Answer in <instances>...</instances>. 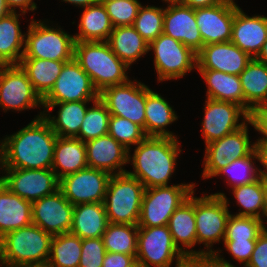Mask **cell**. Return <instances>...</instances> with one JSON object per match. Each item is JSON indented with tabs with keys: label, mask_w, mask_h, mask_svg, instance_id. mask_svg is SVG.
<instances>
[{
	"label": "cell",
	"mask_w": 267,
	"mask_h": 267,
	"mask_svg": "<svg viewBox=\"0 0 267 267\" xmlns=\"http://www.w3.org/2000/svg\"><path fill=\"white\" fill-rule=\"evenodd\" d=\"M57 137L41 111L25 127L3 138L4 168L51 169Z\"/></svg>",
	"instance_id": "1"
},
{
	"label": "cell",
	"mask_w": 267,
	"mask_h": 267,
	"mask_svg": "<svg viewBox=\"0 0 267 267\" xmlns=\"http://www.w3.org/2000/svg\"><path fill=\"white\" fill-rule=\"evenodd\" d=\"M178 138L147 136L138 143L133 155L128 151V163L133 171H126L146 188L169 186L177 166L180 149Z\"/></svg>",
	"instance_id": "2"
},
{
	"label": "cell",
	"mask_w": 267,
	"mask_h": 267,
	"mask_svg": "<svg viewBox=\"0 0 267 267\" xmlns=\"http://www.w3.org/2000/svg\"><path fill=\"white\" fill-rule=\"evenodd\" d=\"M74 59L99 93L130 80V68L113 53L107 41L75 42Z\"/></svg>",
	"instance_id": "3"
},
{
	"label": "cell",
	"mask_w": 267,
	"mask_h": 267,
	"mask_svg": "<svg viewBox=\"0 0 267 267\" xmlns=\"http://www.w3.org/2000/svg\"><path fill=\"white\" fill-rule=\"evenodd\" d=\"M52 238L33 223L7 232L0 238V261L6 267L48 263Z\"/></svg>",
	"instance_id": "4"
},
{
	"label": "cell",
	"mask_w": 267,
	"mask_h": 267,
	"mask_svg": "<svg viewBox=\"0 0 267 267\" xmlns=\"http://www.w3.org/2000/svg\"><path fill=\"white\" fill-rule=\"evenodd\" d=\"M144 185L127 172L111 175L104 206L110 223L138 225Z\"/></svg>",
	"instance_id": "5"
},
{
	"label": "cell",
	"mask_w": 267,
	"mask_h": 267,
	"mask_svg": "<svg viewBox=\"0 0 267 267\" xmlns=\"http://www.w3.org/2000/svg\"><path fill=\"white\" fill-rule=\"evenodd\" d=\"M202 195L204 196H195V224L197 244L205 246L203 250L204 257H206L215 253L212 249L214 243L224 241L231 212L228 208L229 198L225 193Z\"/></svg>",
	"instance_id": "6"
},
{
	"label": "cell",
	"mask_w": 267,
	"mask_h": 267,
	"mask_svg": "<svg viewBox=\"0 0 267 267\" xmlns=\"http://www.w3.org/2000/svg\"><path fill=\"white\" fill-rule=\"evenodd\" d=\"M48 23V25H47ZM47 20L32 18L25 33V49L22 58H38L54 61H70L74 58V35Z\"/></svg>",
	"instance_id": "7"
},
{
	"label": "cell",
	"mask_w": 267,
	"mask_h": 267,
	"mask_svg": "<svg viewBox=\"0 0 267 267\" xmlns=\"http://www.w3.org/2000/svg\"><path fill=\"white\" fill-rule=\"evenodd\" d=\"M192 183L146 188L142 197L138 227L168 225L175 210L195 192Z\"/></svg>",
	"instance_id": "8"
},
{
	"label": "cell",
	"mask_w": 267,
	"mask_h": 267,
	"mask_svg": "<svg viewBox=\"0 0 267 267\" xmlns=\"http://www.w3.org/2000/svg\"><path fill=\"white\" fill-rule=\"evenodd\" d=\"M151 50L158 83L180 79L186 73L197 70V53L164 33L149 44V52Z\"/></svg>",
	"instance_id": "9"
},
{
	"label": "cell",
	"mask_w": 267,
	"mask_h": 267,
	"mask_svg": "<svg viewBox=\"0 0 267 267\" xmlns=\"http://www.w3.org/2000/svg\"><path fill=\"white\" fill-rule=\"evenodd\" d=\"M187 257L176 247L167 225L138 227L136 261L145 267H172Z\"/></svg>",
	"instance_id": "10"
},
{
	"label": "cell",
	"mask_w": 267,
	"mask_h": 267,
	"mask_svg": "<svg viewBox=\"0 0 267 267\" xmlns=\"http://www.w3.org/2000/svg\"><path fill=\"white\" fill-rule=\"evenodd\" d=\"M248 125H252L250 121H247L238 130L205 145L203 179L213 178L219 170L229 163L249 156L256 149L255 142H251L249 139Z\"/></svg>",
	"instance_id": "11"
},
{
	"label": "cell",
	"mask_w": 267,
	"mask_h": 267,
	"mask_svg": "<svg viewBox=\"0 0 267 267\" xmlns=\"http://www.w3.org/2000/svg\"><path fill=\"white\" fill-rule=\"evenodd\" d=\"M99 99L111 115L130 120L145 133L146 84L134 79L109 86L99 93Z\"/></svg>",
	"instance_id": "12"
},
{
	"label": "cell",
	"mask_w": 267,
	"mask_h": 267,
	"mask_svg": "<svg viewBox=\"0 0 267 267\" xmlns=\"http://www.w3.org/2000/svg\"><path fill=\"white\" fill-rule=\"evenodd\" d=\"M43 106L41 97L34 91L27 73L20 65H3L0 68V107L26 111Z\"/></svg>",
	"instance_id": "13"
},
{
	"label": "cell",
	"mask_w": 267,
	"mask_h": 267,
	"mask_svg": "<svg viewBox=\"0 0 267 267\" xmlns=\"http://www.w3.org/2000/svg\"><path fill=\"white\" fill-rule=\"evenodd\" d=\"M247 121L249 113L238 104L206 98L201 124L205 145L238 130Z\"/></svg>",
	"instance_id": "14"
},
{
	"label": "cell",
	"mask_w": 267,
	"mask_h": 267,
	"mask_svg": "<svg viewBox=\"0 0 267 267\" xmlns=\"http://www.w3.org/2000/svg\"><path fill=\"white\" fill-rule=\"evenodd\" d=\"M3 173L1 182L12 193L30 202L59 189V179L52 169L4 168Z\"/></svg>",
	"instance_id": "15"
},
{
	"label": "cell",
	"mask_w": 267,
	"mask_h": 267,
	"mask_svg": "<svg viewBox=\"0 0 267 267\" xmlns=\"http://www.w3.org/2000/svg\"><path fill=\"white\" fill-rule=\"evenodd\" d=\"M98 98L99 92L94 88L89 75L73 58L64 64L53 88L42 99V103L95 101Z\"/></svg>",
	"instance_id": "16"
},
{
	"label": "cell",
	"mask_w": 267,
	"mask_h": 267,
	"mask_svg": "<svg viewBox=\"0 0 267 267\" xmlns=\"http://www.w3.org/2000/svg\"><path fill=\"white\" fill-rule=\"evenodd\" d=\"M110 174L86 167L59 179V189L72 204L104 202Z\"/></svg>",
	"instance_id": "17"
},
{
	"label": "cell",
	"mask_w": 267,
	"mask_h": 267,
	"mask_svg": "<svg viewBox=\"0 0 267 267\" xmlns=\"http://www.w3.org/2000/svg\"><path fill=\"white\" fill-rule=\"evenodd\" d=\"M74 205L60 189L32 202V222L51 235L67 233L72 227Z\"/></svg>",
	"instance_id": "18"
},
{
	"label": "cell",
	"mask_w": 267,
	"mask_h": 267,
	"mask_svg": "<svg viewBox=\"0 0 267 267\" xmlns=\"http://www.w3.org/2000/svg\"><path fill=\"white\" fill-rule=\"evenodd\" d=\"M235 13L236 5L227 2L195 9L196 24L199 27L203 46L231 40Z\"/></svg>",
	"instance_id": "19"
},
{
	"label": "cell",
	"mask_w": 267,
	"mask_h": 267,
	"mask_svg": "<svg viewBox=\"0 0 267 267\" xmlns=\"http://www.w3.org/2000/svg\"><path fill=\"white\" fill-rule=\"evenodd\" d=\"M252 59L231 41L204 45L197 53V69L240 75Z\"/></svg>",
	"instance_id": "20"
},
{
	"label": "cell",
	"mask_w": 267,
	"mask_h": 267,
	"mask_svg": "<svg viewBox=\"0 0 267 267\" xmlns=\"http://www.w3.org/2000/svg\"><path fill=\"white\" fill-rule=\"evenodd\" d=\"M163 33L180 41L195 53L203 47L195 9L184 4H171L164 8Z\"/></svg>",
	"instance_id": "21"
},
{
	"label": "cell",
	"mask_w": 267,
	"mask_h": 267,
	"mask_svg": "<svg viewBox=\"0 0 267 267\" xmlns=\"http://www.w3.org/2000/svg\"><path fill=\"white\" fill-rule=\"evenodd\" d=\"M88 167L108 172L110 175L125 173L128 149L109 134L85 142Z\"/></svg>",
	"instance_id": "22"
},
{
	"label": "cell",
	"mask_w": 267,
	"mask_h": 267,
	"mask_svg": "<svg viewBox=\"0 0 267 267\" xmlns=\"http://www.w3.org/2000/svg\"><path fill=\"white\" fill-rule=\"evenodd\" d=\"M267 39V16H248L238 5L232 24L231 42L256 58Z\"/></svg>",
	"instance_id": "23"
},
{
	"label": "cell",
	"mask_w": 267,
	"mask_h": 267,
	"mask_svg": "<svg viewBox=\"0 0 267 267\" xmlns=\"http://www.w3.org/2000/svg\"><path fill=\"white\" fill-rule=\"evenodd\" d=\"M194 195L195 193L193 192L189 198L175 210L169 218L167 226L176 247L186 257H204L203 249H192L197 245Z\"/></svg>",
	"instance_id": "24"
},
{
	"label": "cell",
	"mask_w": 267,
	"mask_h": 267,
	"mask_svg": "<svg viewBox=\"0 0 267 267\" xmlns=\"http://www.w3.org/2000/svg\"><path fill=\"white\" fill-rule=\"evenodd\" d=\"M91 102L93 101L42 103L43 118L57 136L76 138L88 109L87 104ZM55 107H59L57 117L50 113Z\"/></svg>",
	"instance_id": "25"
},
{
	"label": "cell",
	"mask_w": 267,
	"mask_h": 267,
	"mask_svg": "<svg viewBox=\"0 0 267 267\" xmlns=\"http://www.w3.org/2000/svg\"><path fill=\"white\" fill-rule=\"evenodd\" d=\"M177 119L176 111L169 102L146 85L145 135L178 138L167 128Z\"/></svg>",
	"instance_id": "26"
},
{
	"label": "cell",
	"mask_w": 267,
	"mask_h": 267,
	"mask_svg": "<svg viewBox=\"0 0 267 267\" xmlns=\"http://www.w3.org/2000/svg\"><path fill=\"white\" fill-rule=\"evenodd\" d=\"M32 223V202L12 193L0 182V238Z\"/></svg>",
	"instance_id": "27"
},
{
	"label": "cell",
	"mask_w": 267,
	"mask_h": 267,
	"mask_svg": "<svg viewBox=\"0 0 267 267\" xmlns=\"http://www.w3.org/2000/svg\"><path fill=\"white\" fill-rule=\"evenodd\" d=\"M109 224L103 202L77 204L70 233L81 239L101 238Z\"/></svg>",
	"instance_id": "28"
},
{
	"label": "cell",
	"mask_w": 267,
	"mask_h": 267,
	"mask_svg": "<svg viewBox=\"0 0 267 267\" xmlns=\"http://www.w3.org/2000/svg\"><path fill=\"white\" fill-rule=\"evenodd\" d=\"M25 14L10 12L0 17V63L19 65L25 49V33L20 28L19 17ZM22 50V51H21Z\"/></svg>",
	"instance_id": "29"
},
{
	"label": "cell",
	"mask_w": 267,
	"mask_h": 267,
	"mask_svg": "<svg viewBox=\"0 0 267 267\" xmlns=\"http://www.w3.org/2000/svg\"><path fill=\"white\" fill-rule=\"evenodd\" d=\"M88 167L85 142L73 137H57L51 169L56 177L78 172Z\"/></svg>",
	"instance_id": "30"
},
{
	"label": "cell",
	"mask_w": 267,
	"mask_h": 267,
	"mask_svg": "<svg viewBox=\"0 0 267 267\" xmlns=\"http://www.w3.org/2000/svg\"><path fill=\"white\" fill-rule=\"evenodd\" d=\"M244 94V109L267 105V64L252 58L239 75Z\"/></svg>",
	"instance_id": "31"
},
{
	"label": "cell",
	"mask_w": 267,
	"mask_h": 267,
	"mask_svg": "<svg viewBox=\"0 0 267 267\" xmlns=\"http://www.w3.org/2000/svg\"><path fill=\"white\" fill-rule=\"evenodd\" d=\"M113 53L129 68L149 52V44L133 26L114 27L107 40Z\"/></svg>",
	"instance_id": "32"
},
{
	"label": "cell",
	"mask_w": 267,
	"mask_h": 267,
	"mask_svg": "<svg viewBox=\"0 0 267 267\" xmlns=\"http://www.w3.org/2000/svg\"><path fill=\"white\" fill-rule=\"evenodd\" d=\"M206 83V97L219 101H228L244 108V94L238 75L209 69H197Z\"/></svg>",
	"instance_id": "33"
},
{
	"label": "cell",
	"mask_w": 267,
	"mask_h": 267,
	"mask_svg": "<svg viewBox=\"0 0 267 267\" xmlns=\"http://www.w3.org/2000/svg\"><path fill=\"white\" fill-rule=\"evenodd\" d=\"M75 42L107 41L113 25L102 2L83 8Z\"/></svg>",
	"instance_id": "34"
},
{
	"label": "cell",
	"mask_w": 267,
	"mask_h": 267,
	"mask_svg": "<svg viewBox=\"0 0 267 267\" xmlns=\"http://www.w3.org/2000/svg\"><path fill=\"white\" fill-rule=\"evenodd\" d=\"M66 62L68 61L22 58L19 65L27 73L34 91L43 99L53 88Z\"/></svg>",
	"instance_id": "35"
},
{
	"label": "cell",
	"mask_w": 267,
	"mask_h": 267,
	"mask_svg": "<svg viewBox=\"0 0 267 267\" xmlns=\"http://www.w3.org/2000/svg\"><path fill=\"white\" fill-rule=\"evenodd\" d=\"M82 239L70 232L53 235L48 259L49 267H78Z\"/></svg>",
	"instance_id": "36"
},
{
	"label": "cell",
	"mask_w": 267,
	"mask_h": 267,
	"mask_svg": "<svg viewBox=\"0 0 267 267\" xmlns=\"http://www.w3.org/2000/svg\"><path fill=\"white\" fill-rule=\"evenodd\" d=\"M232 194L241 207L237 216L255 217L265 220V206L263 199L262 177L260 176L256 181L242 186H237L231 189Z\"/></svg>",
	"instance_id": "37"
},
{
	"label": "cell",
	"mask_w": 267,
	"mask_h": 267,
	"mask_svg": "<svg viewBox=\"0 0 267 267\" xmlns=\"http://www.w3.org/2000/svg\"><path fill=\"white\" fill-rule=\"evenodd\" d=\"M138 225L110 223L102 239L106 252L136 255Z\"/></svg>",
	"instance_id": "38"
},
{
	"label": "cell",
	"mask_w": 267,
	"mask_h": 267,
	"mask_svg": "<svg viewBox=\"0 0 267 267\" xmlns=\"http://www.w3.org/2000/svg\"><path fill=\"white\" fill-rule=\"evenodd\" d=\"M256 160L259 163V154L257 149H255L249 156L232 161L226 167L219 170L214 177L221 175L226 176L224 177L226 178L225 181H227L226 183L229 187H231V189L252 183L260 177V166L256 165Z\"/></svg>",
	"instance_id": "39"
},
{
	"label": "cell",
	"mask_w": 267,
	"mask_h": 267,
	"mask_svg": "<svg viewBox=\"0 0 267 267\" xmlns=\"http://www.w3.org/2000/svg\"><path fill=\"white\" fill-rule=\"evenodd\" d=\"M92 103L93 106L88 107L79 134L76 137L83 142L108 134L110 112L99 98Z\"/></svg>",
	"instance_id": "40"
},
{
	"label": "cell",
	"mask_w": 267,
	"mask_h": 267,
	"mask_svg": "<svg viewBox=\"0 0 267 267\" xmlns=\"http://www.w3.org/2000/svg\"><path fill=\"white\" fill-rule=\"evenodd\" d=\"M164 8L141 5L133 27L150 44L163 33Z\"/></svg>",
	"instance_id": "41"
},
{
	"label": "cell",
	"mask_w": 267,
	"mask_h": 267,
	"mask_svg": "<svg viewBox=\"0 0 267 267\" xmlns=\"http://www.w3.org/2000/svg\"><path fill=\"white\" fill-rule=\"evenodd\" d=\"M265 224L264 220L255 217L231 214L227 221L224 241L257 240L266 228Z\"/></svg>",
	"instance_id": "42"
},
{
	"label": "cell",
	"mask_w": 267,
	"mask_h": 267,
	"mask_svg": "<svg viewBox=\"0 0 267 267\" xmlns=\"http://www.w3.org/2000/svg\"><path fill=\"white\" fill-rule=\"evenodd\" d=\"M108 134L130 152L131 145L136 146L147 137L139 125L116 115L110 116Z\"/></svg>",
	"instance_id": "43"
},
{
	"label": "cell",
	"mask_w": 267,
	"mask_h": 267,
	"mask_svg": "<svg viewBox=\"0 0 267 267\" xmlns=\"http://www.w3.org/2000/svg\"><path fill=\"white\" fill-rule=\"evenodd\" d=\"M113 27L133 26L142 5L138 0H101Z\"/></svg>",
	"instance_id": "44"
},
{
	"label": "cell",
	"mask_w": 267,
	"mask_h": 267,
	"mask_svg": "<svg viewBox=\"0 0 267 267\" xmlns=\"http://www.w3.org/2000/svg\"><path fill=\"white\" fill-rule=\"evenodd\" d=\"M106 250L103 239H82V250L78 267H102Z\"/></svg>",
	"instance_id": "45"
},
{
	"label": "cell",
	"mask_w": 267,
	"mask_h": 267,
	"mask_svg": "<svg viewBox=\"0 0 267 267\" xmlns=\"http://www.w3.org/2000/svg\"><path fill=\"white\" fill-rule=\"evenodd\" d=\"M223 243L225 250L233 256L232 258L240 264H243V267H245L251 258L256 245V240L223 241Z\"/></svg>",
	"instance_id": "46"
},
{
	"label": "cell",
	"mask_w": 267,
	"mask_h": 267,
	"mask_svg": "<svg viewBox=\"0 0 267 267\" xmlns=\"http://www.w3.org/2000/svg\"><path fill=\"white\" fill-rule=\"evenodd\" d=\"M249 121L261 137L256 139V146H267V105L258 106L249 113Z\"/></svg>",
	"instance_id": "47"
},
{
	"label": "cell",
	"mask_w": 267,
	"mask_h": 267,
	"mask_svg": "<svg viewBox=\"0 0 267 267\" xmlns=\"http://www.w3.org/2000/svg\"><path fill=\"white\" fill-rule=\"evenodd\" d=\"M245 267H267V225L258 236L251 258Z\"/></svg>",
	"instance_id": "48"
},
{
	"label": "cell",
	"mask_w": 267,
	"mask_h": 267,
	"mask_svg": "<svg viewBox=\"0 0 267 267\" xmlns=\"http://www.w3.org/2000/svg\"><path fill=\"white\" fill-rule=\"evenodd\" d=\"M136 262V255L106 252L102 267H130Z\"/></svg>",
	"instance_id": "49"
},
{
	"label": "cell",
	"mask_w": 267,
	"mask_h": 267,
	"mask_svg": "<svg viewBox=\"0 0 267 267\" xmlns=\"http://www.w3.org/2000/svg\"><path fill=\"white\" fill-rule=\"evenodd\" d=\"M222 250H215L212 256L197 257V267H237L220 255Z\"/></svg>",
	"instance_id": "50"
},
{
	"label": "cell",
	"mask_w": 267,
	"mask_h": 267,
	"mask_svg": "<svg viewBox=\"0 0 267 267\" xmlns=\"http://www.w3.org/2000/svg\"><path fill=\"white\" fill-rule=\"evenodd\" d=\"M7 7L11 12H16L17 8L21 13H28V11H35L37 4L34 0H5Z\"/></svg>",
	"instance_id": "51"
},
{
	"label": "cell",
	"mask_w": 267,
	"mask_h": 267,
	"mask_svg": "<svg viewBox=\"0 0 267 267\" xmlns=\"http://www.w3.org/2000/svg\"><path fill=\"white\" fill-rule=\"evenodd\" d=\"M223 3L222 0H185L184 5L189 6L193 9L211 7Z\"/></svg>",
	"instance_id": "52"
},
{
	"label": "cell",
	"mask_w": 267,
	"mask_h": 267,
	"mask_svg": "<svg viewBox=\"0 0 267 267\" xmlns=\"http://www.w3.org/2000/svg\"><path fill=\"white\" fill-rule=\"evenodd\" d=\"M259 154V162L263 170L260 168V176L267 177V146H256Z\"/></svg>",
	"instance_id": "53"
},
{
	"label": "cell",
	"mask_w": 267,
	"mask_h": 267,
	"mask_svg": "<svg viewBox=\"0 0 267 267\" xmlns=\"http://www.w3.org/2000/svg\"><path fill=\"white\" fill-rule=\"evenodd\" d=\"M61 2H67L70 5L72 4L77 7L86 8L88 6L100 3L101 0H61Z\"/></svg>",
	"instance_id": "54"
},
{
	"label": "cell",
	"mask_w": 267,
	"mask_h": 267,
	"mask_svg": "<svg viewBox=\"0 0 267 267\" xmlns=\"http://www.w3.org/2000/svg\"><path fill=\"white\" fill-rule=\"evenodd\" d=\"M175 267H197V257H187L183 263Z\"/></svg>",
	"instance_id": "55"
},
{
	"label": "cell",
	"mask_w": 267,
	"mask_h": 267,
	"mask_svg": "<svg viewBox=\"0 0 267 267\" xmlns=\"http://www.w3.org/2000/svg\"><path fill=\"white\" fill-rule=\"evenodd\" d=\"M263 199L265 206V219L267 218V177H262Z\"/></svg>",
	"instance_id": "56"
},
{
	"label": "cell",
	"mask_w": 267,
	"mask_h": 267,
	"mask_svg": "<svg viewBox=\"0 0 267 267\" xmlns=\"http://www.w3.org/2000/svg\"><path fill=\"white\" fill-rule=\"evenodd\" d=\"M256 59L267 64V39Z\"/></svg>",
	"instance_id": "57"
},
{
	"label": "cell",
	"mask_w": 267,
	"mask_h": 267,
	"mask_svg": "<svg viewBox=\"0 0 267 267\" xmlns=\"http://www.w3.org/2000/svg\"><path fill=\"white\" fill-rule=\"evenodd\" d=\"M0 171H4V152H3V139L0 140ZM1 174V173H0ZM3 176H0V182Z\"/></svg>",
	"instance_id": "58"
},
{
	"label": "cell",
	"mask_w": 267,
	"mask_h": 267,
	"mask_svg": "<svg viewBox=\"0 0 267 267\" xmlns=\"http://www.w3.org/2000/svg\"><path fill=\"white\" fill-rule=\"evenodd\" d=\"M10 12L11 11L7 7L5 0H0V17H3Z\"/></svg>",
	"instance_id": "59"
},
{
	"label": "cell",
	"mask_w": 267,
	"mask_h": 267,
	"mask_svg": "<svg viewBox=\"0 0 267 267\" xmlns=\"http://www.w3.org/2000/svg\"><path fill=\"white\" fill-rule=\"evenodd\" d=\"M15 267H49V266H48V263H45V264L19 265Z\"/></svg>",
	"instance_id": "60"
},
{
	"label": "cell",
	"mask_w": 267,
	"mask_h": 267,
	"mask_svg": "<svg viewBox=\"0 0 267 267\" xmlns=\"http://www.w3.org/2000/svg\"><path fill=\"white\" fill-rule=\"evenodd\" d=\"M164 3H167L168 5L171 4H183L185 0H162Z\"/></svg>",
	"instance_id": "61"
},
{
	"label": "cell",
	"mask_w": 267,
	"mask_h": 267,
	"mask_svg": "<svg viewBox=\"0 0 267 267\" xmlns=\"http://www.w3.org/2000/svg\"><path fill=\"white\" fill-rule=\"evenodd\" d=\"M130 267H145L143 264H141L140 262H135L133 263Z\"/></svg>",
	"instance_id": "62"
},
{
	"label": "cell",
	"mask_w": 267,
	"mask_h": 267,
	"mask_svg": "<svg viewBox=\"0 0 267 267\" xmlns=\"http://www.w3.org/2000/svg\"><path fill=\"white\" fill-rule=\"evenodd\" d=\"M223 2H227V3H230V4H234V5H237V3H235V0H222Z\"/></svg>",
	"instance_id": "63"
},
{
	"label": "cell",
	"mask_w": 267,
	"mask_h": 267,
	"mask_svg": "<svg viewBox=\"0 0 267 267\" xmlns=\"http://www.w3.org/2000/svg\"><path fill=\"white\" fill-rule=\"evenodd\" d=\"M0 267H5L4 264L0 261Z\"/></svg>",
	"instance_id": "64"
}]
</instances>
